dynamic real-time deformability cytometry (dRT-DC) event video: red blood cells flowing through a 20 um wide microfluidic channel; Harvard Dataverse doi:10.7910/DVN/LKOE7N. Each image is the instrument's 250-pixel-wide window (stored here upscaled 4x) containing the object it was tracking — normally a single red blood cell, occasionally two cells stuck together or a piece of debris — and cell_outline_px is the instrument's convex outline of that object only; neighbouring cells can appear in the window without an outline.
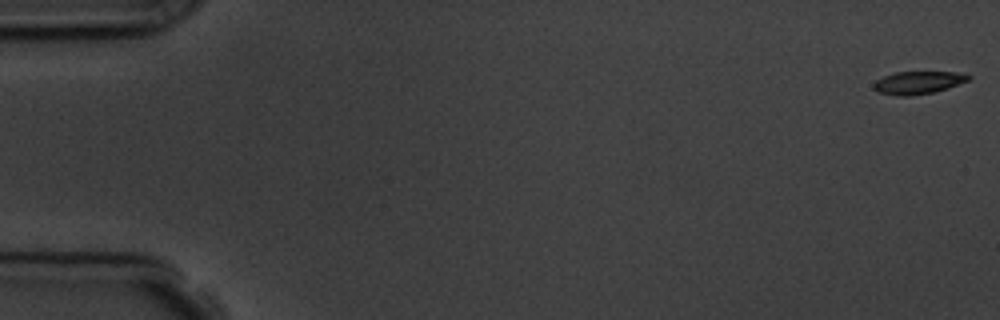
{"species": "common noctule bat (a hibernating species)", "species_latin": "Nyctalus noctula", "temperature_condition": "room temperature", "stored_images_in_passage": 5, "camera_frame_rate_fps": 3000, "um_per_image_px": 0.085, "animal": {"sex": "male", "body_mass_g": 19.5, "forearm_length_mm": 54.6}, "frame": {"image": 1, "passage_image": 1, "time_ms": 0.0, "image_size_px": [1000, 320], "cell_outline_px": [[972, 76], [968, 80], [948, 88], [932, 92], [912, 96], [896, 96], [880, 92], [872, 88], [872, 84], [876, 80], [884, 76], [896, 72], [968, 72]], "centroid_in_image_um": [78.05, 7.01], "position_along_channel_um": 6.9, "area_um2": 12.66}}